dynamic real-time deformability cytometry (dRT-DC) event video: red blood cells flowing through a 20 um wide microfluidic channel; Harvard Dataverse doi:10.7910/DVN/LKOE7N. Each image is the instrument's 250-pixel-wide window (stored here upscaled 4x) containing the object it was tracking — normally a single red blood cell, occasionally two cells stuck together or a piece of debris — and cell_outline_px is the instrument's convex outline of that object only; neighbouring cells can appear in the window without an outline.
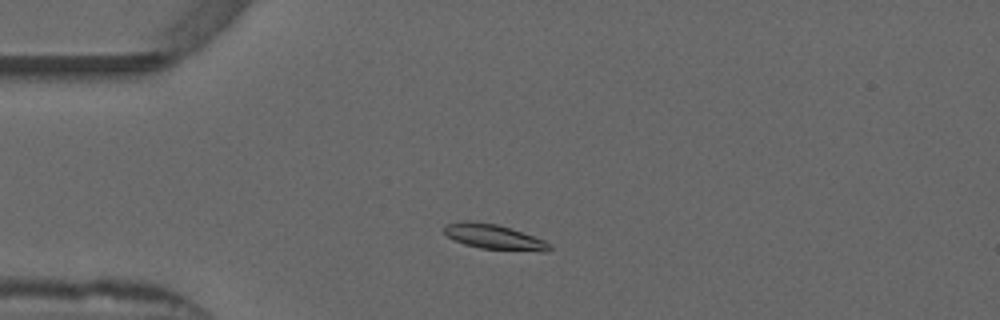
{"species": "common noctule bat (a hibernating species)", "species_latin": "Nyctalus noctula", "temperature_condition": "warm", "stored_images_in_passage": 47, "camera_frame_rate_fps": 3000, "um_per_image_px": 0.085, "animal": {"sex": "male", "forearm_length_mm": 52.5}, "frame": {"image": 1, "passage_image": 7, "time_ms": 2.0, "image_size_px": [1000, 320], "cell_outline_px": [[552, 248], [548, 252], [544, 252], [480, 248], [464, 244], [448, 236], [444, 232], [444, 224], [460, 220], [472, 220], [496, 224], [544, 240], [552, 244]], "centroid_in_image_um": [41.98, 20.13], "position_along_channel_um": 43.0, "area_um2": 15.37}}
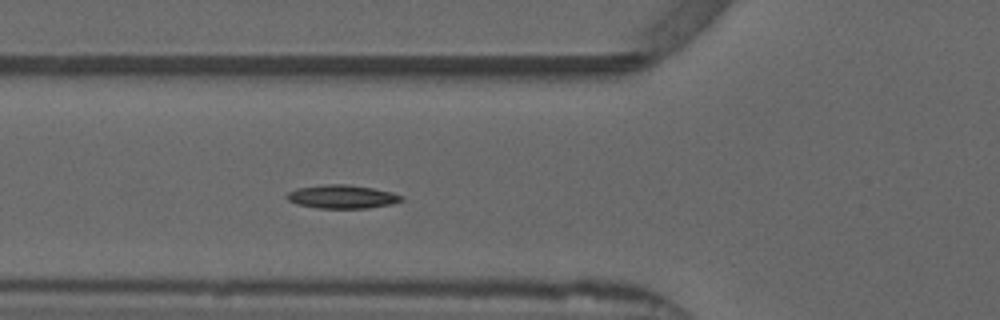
{"frame": {"image": 2, "passage_image": 13, "time_ms": 4.0, "image_size_px": [1000, 320], "cell_outline_px": [[404, 200], [392, 204], [368, 208], [316, 208], [296, 204], [288, 200], [284, 196], [288, 192], [296, 188], [328, 184], [348, 184], [372, 188], [392, 192], [404, 196]], "centroid_in_image_um": [29.07, 16.72], "position_along_channel_um": 96.7, "area_um2": 15.84}}
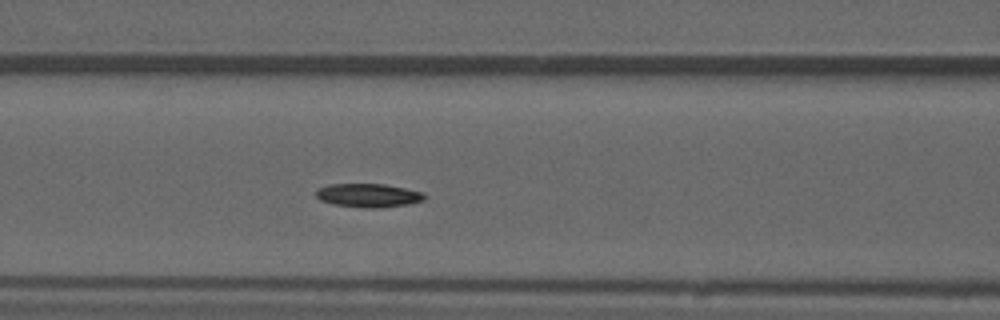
{"frame": {"image": 3, "passage_image": 16, "time_ms": 5.0, "image_size_px": [1000, 320], "cell_outline_px": [[428, 196], [424, 200], [408, 204], [380, 208], [360, 208], [332, 204], [320, 200], [316, 196], [316, 188], [328, 184], [384, 184], [424, 192]], "centroid_in_image_um": [31.3, 16.61], "position_along_channel_um": 135.3, "area_um2": 15.2}}